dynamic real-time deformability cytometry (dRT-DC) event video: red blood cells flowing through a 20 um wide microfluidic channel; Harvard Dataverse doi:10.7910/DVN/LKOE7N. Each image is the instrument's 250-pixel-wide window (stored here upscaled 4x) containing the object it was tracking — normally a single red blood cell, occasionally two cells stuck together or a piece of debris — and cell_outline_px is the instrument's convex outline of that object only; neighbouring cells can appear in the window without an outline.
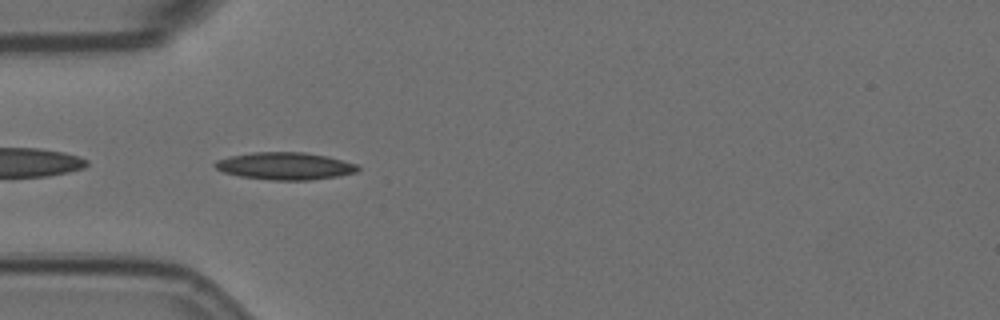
{"species": "Egyptian fruit bat (a non-hibernating species)", "species_latin": "Rousettus aegyptiacus", "temperature_condition": "room temperature", "stored_images_in_passage": 42, "camera_frame_rate_fps": 3000, "um_per_image_px": 0.085, "animal": {"sex": "female"}, "frame": {"image": 1, "passage_image": 2, "time_ms": 0.333, "image_size_px": [1000, 320], "cell_outline_px": [[360, 168], [356, 172], [336, 176], [312, 180], [272, 180], [240, 176], [224, 172], [216, 168], [212, 164], [216, 160], [228, 156], [252, 152], [304, 152], [328, 156], [356, 164]], "centroid_in_image_um": [24.2, 14.1], "position_along_channel_um": 60.8, "area_um2": 22.77}}
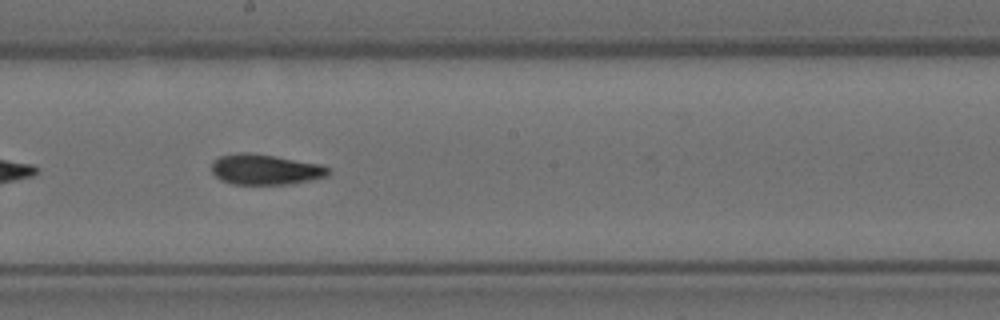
{"frame": {"image": 2, "passage_image": 16, "time_ms": 5.0, "image_size_px": [1000, 320], "cell_outline_px": [[332, 172], [328, 176], [292, 184], [232, 184], [220, 180], [212, 172], [212, 160], [220, 156], [240, 152], [248, 152], [320, 164], [332, 168]], "centroid_in_image_um": [22.56, 14.41], "position_along_channel_um": 225.6, "area_um2": 20.81}}
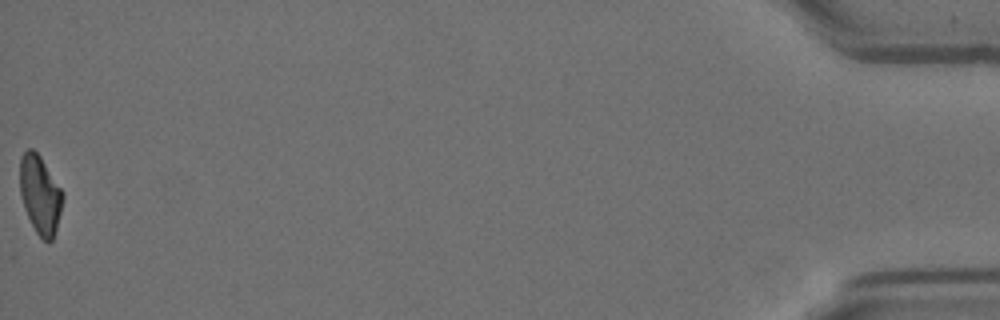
{"frame": {"image": 3, "passage_image": 42, "time_ms": 13.667, "image_size_px": [1000, 320], "cell_outline_px": [[64, 196], [56, 228], [52, 240], [48, 244], [36, 232], [24, 208], [20, 196], [20, 156], [28, 148], [32, 148], [40, 156], [64, 192]], "centroid_in_image_um": [3.4, 16.53], "position_along_channel_um": 431.8, "area_um2": 19.54}, "authors_computed_cell_mechanics": {"area_um2": 20.7213, "velocity_mm_per_s": 3.5657, "shape_relaxation_time_tau1_ms": null, "shape_relaxation_time_tau2_ms": 2.9342, "deformation_change_tau1": null, "deformation_change_tau2": 0.0935}}